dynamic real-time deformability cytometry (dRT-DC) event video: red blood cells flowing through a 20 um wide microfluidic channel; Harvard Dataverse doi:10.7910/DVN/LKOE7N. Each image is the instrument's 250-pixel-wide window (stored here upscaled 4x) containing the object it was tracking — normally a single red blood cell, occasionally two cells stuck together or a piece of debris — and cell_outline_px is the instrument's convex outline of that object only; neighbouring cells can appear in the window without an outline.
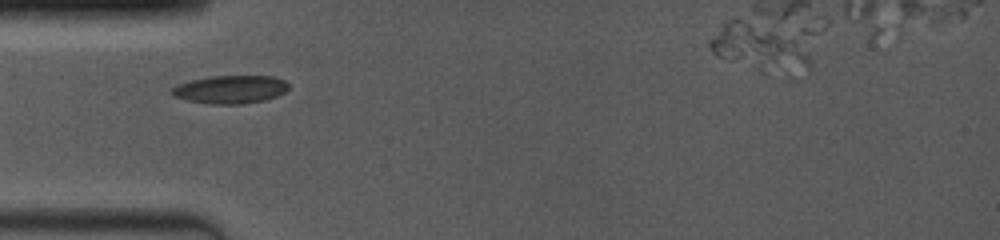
{"species": "common noctule bat (a hibernating species)", "species_latin": "Nyctalus noctula", "temperature_condition": "room temperature", "stored_images_in_passage": 10, "camera_frame_rate_fps": 4000, "um_per_image_px": 0.085, "animal": {"sex": "female", "body_mass_g": 19.0, "forearm_length_mm": 53.3}, "frame": {"image": 1, "passage_image": 1, "time_ms": 0.0, "image_size_px": [1000, 240], "cell_outline_px": [[288, 88], [284, 92], [276, 96], [264, 100], [240, 104], [208, 104], [188, 100], [172, 96], [168, 92], [176, 84], [192, 80], [212, 76], [272, 76], [284, 80], [288, 84]], "centroid_in_image_um": [19.53, 7.6], "position_along_channel_um": 65.5, "area_um2": 19.13}}
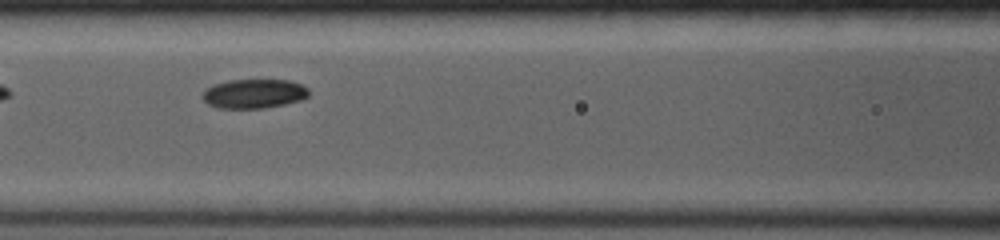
{"frame": {"image": 2, "passage_image": 5, "time_ms": 2.0, "image_size_px": [1000, 240], "cell_outline_px": [[308, 96], [300, 100], [284, 104], [264, 108], [216, 108], [208, 104], [200, 96], [212, 84], [228, 80], [288, 80], [300, 84], [308, 88]], "centroid_in_image_um": [21.55, 7.96], "position_along_channel_um": 145.0, "area_um2": 18.09}}
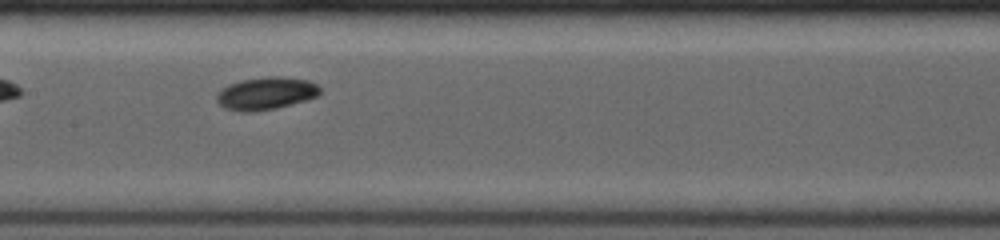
{"frame": {"image": 3, "passage_image": 7, "time_ms": 3.0, "image_size_px": [1000, 240], "cell_outline_px": [[320, 92], [316, 96], [304, 100], [276, 108], [252, 112], [240, 112], [224, 108], [216, 100], [216, 92], [220, 88], [228, 84], [240, 80], [268, 76], [280, 76], [308, 80], [316, 84], [320, 88]], "centroid_in_image_um": [22.54, 7.93], "position_along_channel_um": 184.9, "area_um2": 19.71}}